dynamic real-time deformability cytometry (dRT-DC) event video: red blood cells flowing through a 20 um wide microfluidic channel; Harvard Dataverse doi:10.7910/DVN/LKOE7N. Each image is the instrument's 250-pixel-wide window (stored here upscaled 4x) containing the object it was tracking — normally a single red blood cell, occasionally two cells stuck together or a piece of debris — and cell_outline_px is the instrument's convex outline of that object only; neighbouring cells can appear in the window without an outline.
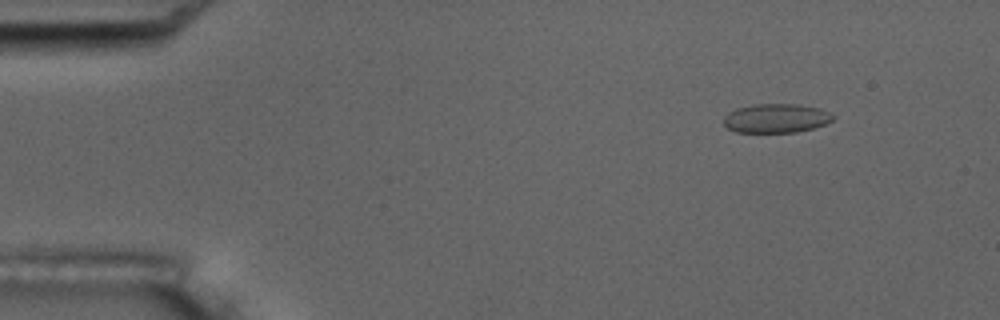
{"species": "common noctule bat (a hibernating species)", "species_latin": "Nyctalus noctula", "temperature_condition": "room temperature", "stored_images_in_passage": 5, "camera_frame_rate_fps": 3000, "um_per_image_px": 0.085, "animal": {"sex": "male", "body_mass_g": 17.5, "forearm_length_mm": 52.3}, "frame": {"image": 1, "passage_image": 2, "time_ms": 1.333, "image_size_px": [1000, 320], "cell_outline_px": [[832, 120], [824, 124], [812, 128], [796, 132], [736, 132], [728, 128], [724, 124], [724, 116], [728, 112], [736, 108], [756, 104], [796, 104], [820, 108], [828, 112], [832, 116]], "centroid_in_image_um": [65.93, 10.05], "position_along_channel_um": 19.1, "area_um2": 18.32}}